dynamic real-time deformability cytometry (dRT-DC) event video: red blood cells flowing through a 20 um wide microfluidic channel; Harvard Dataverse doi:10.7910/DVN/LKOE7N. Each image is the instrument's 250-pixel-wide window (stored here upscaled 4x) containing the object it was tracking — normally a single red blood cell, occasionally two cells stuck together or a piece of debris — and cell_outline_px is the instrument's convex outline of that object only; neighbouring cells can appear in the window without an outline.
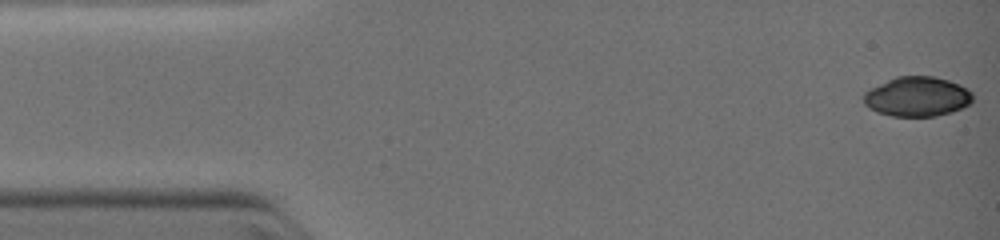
{"species": "common noctule bat (a hibernating species)", "species_latin": "Nyctalus noctula", "temperature_condition": "warm", "stored_images_in_passage": 13, "camera_frame_rate_fps": 3000, "um_per_image_px": 0.085, "animal": {"sex": "female", "body_mass_g": 19.0, "forearm_length_mm": 51.5}, "frame": {"image": 1, "passage_image": 1, "time_ms": 0.0, "image_size_px": [1000, 240], "cell_outline_px": [[972, 100], [968, 104], [952, 112], [936, 116], [892, 116], [876, 112], [868, 108], [864, 104], [864, 92], [868, 88], [896, 76], [932, 76], [948, 80], [960, 84], [972, 92]], "centroid_in_image_um": [77.92, 8.21], "position_along_channel_um": 7.1, "area_um2": 25.37}}
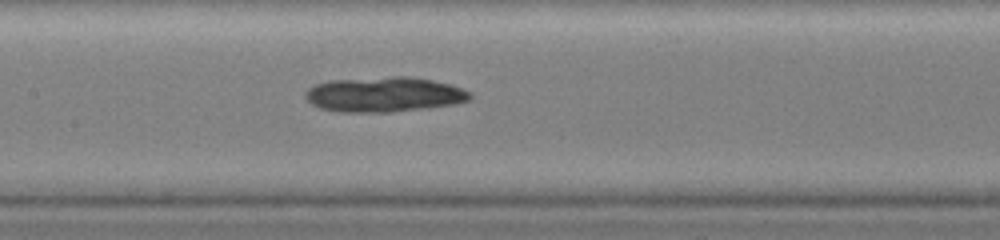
{"frame": {"image": 2, "passage_image": 10, "time_ms": 5.667, "image_size_px": [1000, 240], "cell_outline_px": [[472, 96], [468, 100], [452, 104], [428, 108], [388, 112], [344, 112], [320, 108], [312, 104], [308, 100], [308, 88], [316, 84], [328, 80], [392, 76], [408, 76], [432, 80], [448, 84], [460, 88], [468, 92]], "centroid_in_image_um": [32.65, 8.02], "position_along_channel_um": 174.8, "area_um2": 33.23}}
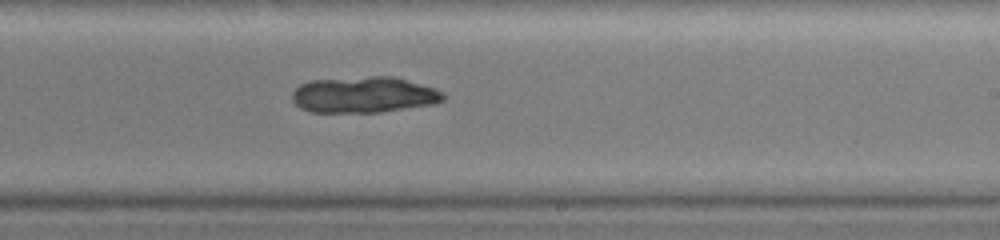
{"frame": {"image": 3, "passage_image": 13, "time_ms": 7.333, "image_size_px": [1000, 240], "cell_outline_px": [[444, 100], [436, 104], [380, 112], [312, 112], [300, 108], [292, 100], [292, 92], [300, 84], [312, 80], [372, 76], [392, 76], [436, 88], [444, 92]], "centroid_in_image_um": [30.95, 8.06], "position_along_channel_um": 258.0, "area_um2": 31.91}}